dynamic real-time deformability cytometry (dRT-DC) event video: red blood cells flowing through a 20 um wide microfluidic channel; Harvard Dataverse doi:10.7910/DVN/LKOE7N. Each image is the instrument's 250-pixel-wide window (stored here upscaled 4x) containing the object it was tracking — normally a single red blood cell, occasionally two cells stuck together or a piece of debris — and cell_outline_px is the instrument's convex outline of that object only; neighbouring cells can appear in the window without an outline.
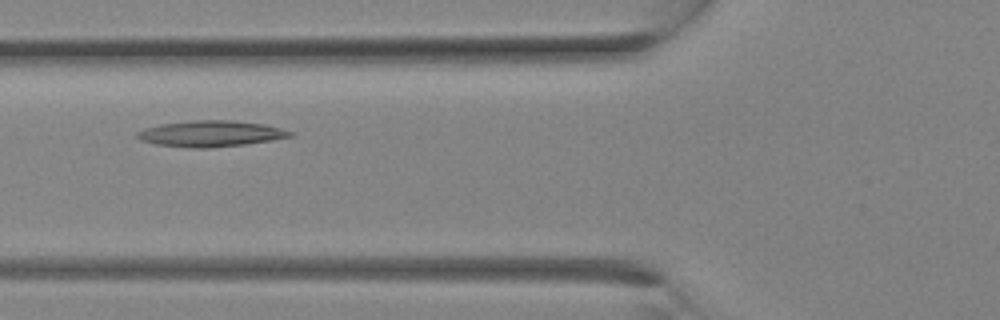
{"species": "Egyptian fruit bat (a non-hibernating species)", "species_latin": "Rousettus aegyptiacus", "temperature_condition": "room temperature", "stored_images_in_passage": 11, "camera_frame_rate_fps": 3000, "um_per_image_px": 0.085, "animal": {"sex": "female"}, "frame": {"image": 1, "passage_image": 8, "time_ms": 2.333, "image_size_px": [1000, 320], "cell_outline_px": [[296, 132], [292, 136], [272, 140], [244, 144], [208, 148], [192, 148], [156, 144], [140, 140], [136, 136], [136, 132], [144, 128], [160, 124], [196, 120], [232, 120], [264, 124]], "centroid_in_image_um": [17.91, 11.36], "position_along_channel_um": 107.9, "area_um2": 23.18}}
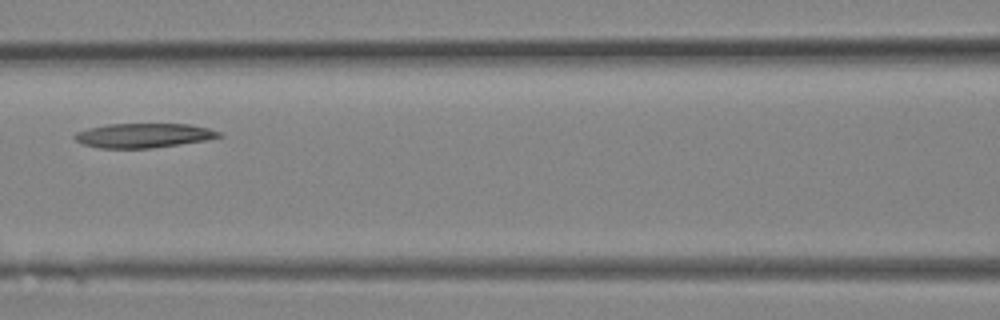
{"frame": {"image": 2, "passage_image": 10, "time_ms": 3.0, "image_size_px": [1000, 320], "cell_outline_px": [[224, 136], [204, 140], [180, 144], [152, 148], [100, 148], [84, 144], [76, 140], [72, 136], [76, 132], [88, 128], [108, 124], [188, 124], [208, 128], [220, 132]], "centroid_in_image_um": [12.19, 11.51], "position_along_channel_um": 154.4, "area_um2": 20.4}}